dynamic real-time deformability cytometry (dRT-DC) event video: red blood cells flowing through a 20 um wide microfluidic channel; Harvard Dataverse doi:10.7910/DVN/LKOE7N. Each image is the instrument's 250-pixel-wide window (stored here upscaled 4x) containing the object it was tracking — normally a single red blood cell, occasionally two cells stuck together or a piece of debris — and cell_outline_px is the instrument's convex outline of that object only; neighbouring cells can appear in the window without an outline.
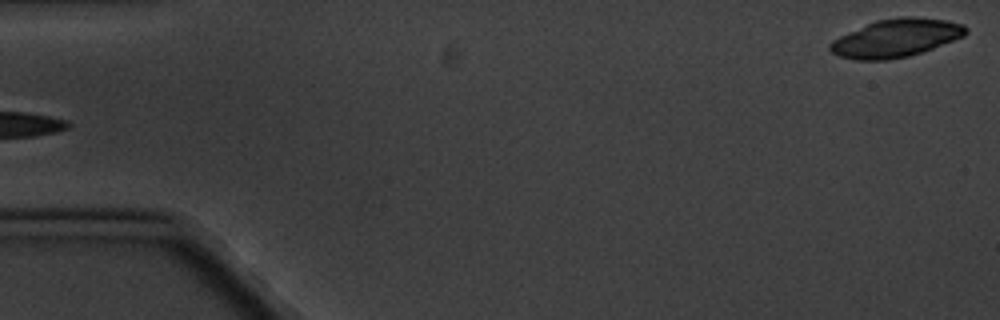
{"species": "common noctule bat (a hibernating species)", "species_latin": "Nyctalus noctula", "temperature_condition": "cold", "stored_images_in_passage": 6, "camera_frame_rate_fps": 3000, "um_per_image_px": 0.085, "animal": {"sex": "male", "body_mass_g": 20.1, "forearm_length_mm": 53.5}, "frame": {"image": 1, "passage_image": 6, "time_ms": 6.667, "image_size_px": [1000, 320], "cell_outline_px": [[968, 32], [964, 36], [932, 48], [908, 56], [888, 60], [856, 60], [840, 56], [832, 52], [828, 48], [828, 44], [832, 40], [848, 32], [876, 20], [900, 16], [916, 16], [944, 20], [964, 24], [968, 28]], "centroid_in_image_um": [76.16, 3.22], "position_along_channel_um": 8.8, "area_um2": 30.06}}